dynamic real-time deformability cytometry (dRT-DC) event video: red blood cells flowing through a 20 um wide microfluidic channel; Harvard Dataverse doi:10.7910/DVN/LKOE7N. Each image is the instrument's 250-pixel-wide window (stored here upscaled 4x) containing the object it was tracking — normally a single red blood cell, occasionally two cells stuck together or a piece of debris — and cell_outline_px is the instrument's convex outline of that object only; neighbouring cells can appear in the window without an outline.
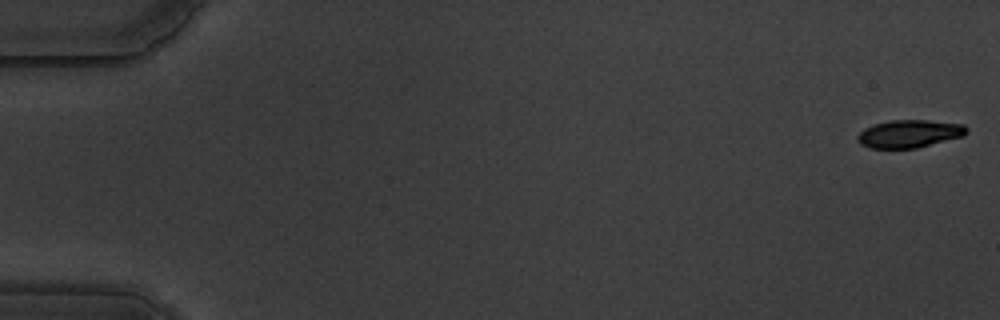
{"species": "common noctule bat (a hibernating species)", "species_latin": "Nyctalus noctula", "temperature_condition": "warm", "stored_images_in_passage": 12, "camera_frame_rate_fps": 3000, "um_per_image_px": 0.085, "animal": {"sex": "male", "body_mass_g": 19.5, "forearm_length_mm": 54.6}, "frame": {"image": 1, "passage_image": 1, "time_ms": 0.0, "image_size_px": [1000, 320], "cell_outline_px": [[968, 132], [964, 136], [916, 148], [868, 148], [860, 144], [856, 140], [856, 136], [864, 128], [872, 124], [888, 120], [928, 120], [964, 124], [968, 128]], "centroid_in_image_um": [77.27, 11.36], "position_along_channel_um": 7.7, "area_um2": 17.92}}